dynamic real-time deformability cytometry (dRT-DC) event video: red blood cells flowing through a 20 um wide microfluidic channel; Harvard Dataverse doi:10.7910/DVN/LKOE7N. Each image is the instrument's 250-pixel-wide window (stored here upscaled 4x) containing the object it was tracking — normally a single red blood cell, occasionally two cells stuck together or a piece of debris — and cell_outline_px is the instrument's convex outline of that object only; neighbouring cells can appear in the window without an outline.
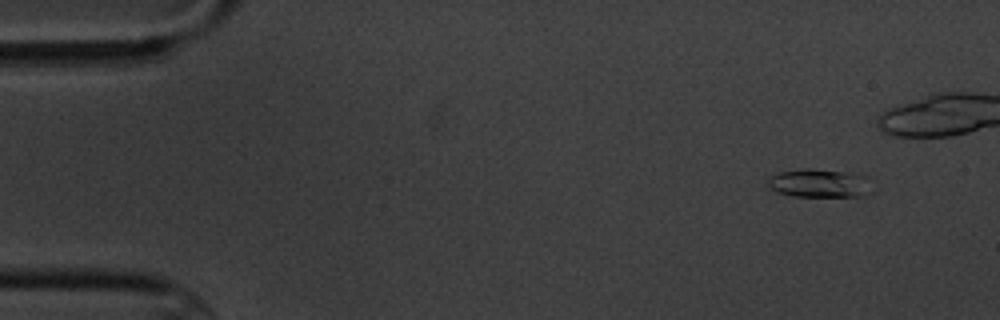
{"species": "common noctule bat (a hibernating species)", "species_latin": "Nyctalus noctula", "temperature_condition": "cold", "stored_images_in_passage": 9, "camera_frame_rate_fps": 3000, "um_per_image_px": 0.085, "animal": {"sex": "male", "body_mass_g": 20.1, "forearm_length_mm": 53.5}, "frame": {"image": 1, "passage_image": 2, "time_ms": 1.0, "image_size_px": [1000, 320], "cell_outline_px": [[872, 192], [864, 196], [792, 196], [780, 192], [772, 188], [768, 184], [768, 180], [772, 176], [780, 172], [804, 168], [808, 168], [860, 172], [868, 176]], "centroid_in_image_um": [69.78, 15.55], "position_along_channel_um": 15.2, "area_um2": 17.57}}
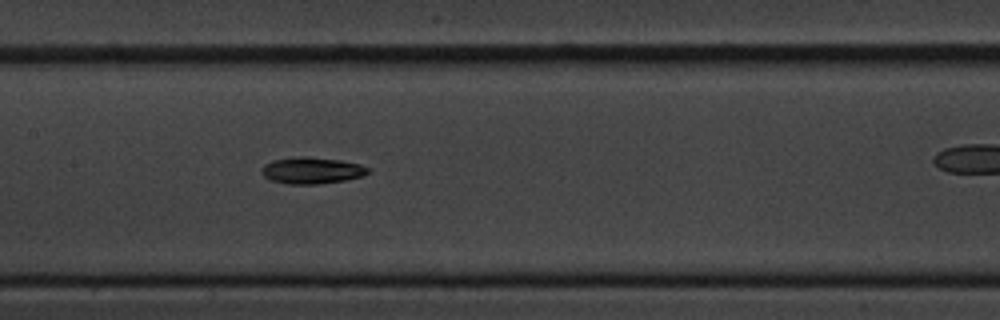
{"frame": {"image": 2, "passage_image": 8, "time_ms": 8.667, "image_size_px": [1000, 320], "cell_outline_px": [[372, 168], [364, 176], [344, 180], [316, 184], [288, 184], [272, 180], [264, 176], [260, 172], [264, 164], [272, 160], [300, 156], [308, 156], [340, 160], [360, 164]], "centroid_in_image_um": [26.51, 14.48], "position_along_channel_um": 180.9, "area_um2": 16.53}}